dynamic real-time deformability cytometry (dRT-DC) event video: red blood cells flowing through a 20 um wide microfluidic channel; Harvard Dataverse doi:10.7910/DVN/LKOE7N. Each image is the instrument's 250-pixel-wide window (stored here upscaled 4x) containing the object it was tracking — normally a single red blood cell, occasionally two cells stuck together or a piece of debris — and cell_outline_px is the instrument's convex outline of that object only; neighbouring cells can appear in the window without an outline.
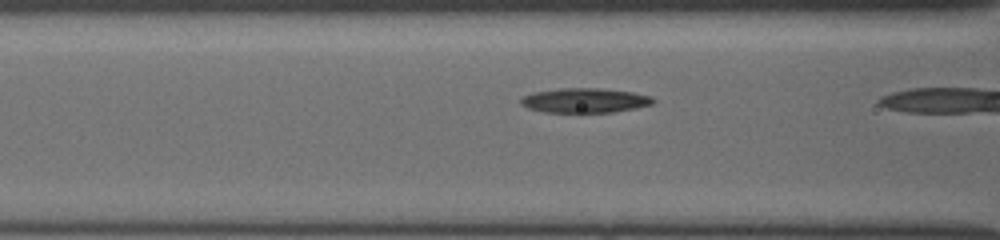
{"species": "common noctule bat (a hibernating species)", "species_latin": "Nyctalus noctula", "temperature_condition": "cold", "stored_images_in_passage": 8, "camera_frame_rate_fps": 3000, "um_per_image_px": 0.085, "animal": {"sex": "female", "body_mass_g": 19.5, "forearm_length_mm": 54.1}, "frame": {"image": 1, "passage_image": 7, "time_ms": 2.0, "image_size_px": [1000, 240], "cell_outline_px": [[656, 100], [652, 104], [636, 108], [612, 112], [580, 116], [544, 112], [528, 108], [520, 104], [520, 100], [524, 96], [532, 92], [560, 88], [596, 88], [632, 92], [652, 96]], "centroid_in_image_um": [49.68, 8.59], "position_along_channel_um": 116.9, "area_um2": 19.94}}